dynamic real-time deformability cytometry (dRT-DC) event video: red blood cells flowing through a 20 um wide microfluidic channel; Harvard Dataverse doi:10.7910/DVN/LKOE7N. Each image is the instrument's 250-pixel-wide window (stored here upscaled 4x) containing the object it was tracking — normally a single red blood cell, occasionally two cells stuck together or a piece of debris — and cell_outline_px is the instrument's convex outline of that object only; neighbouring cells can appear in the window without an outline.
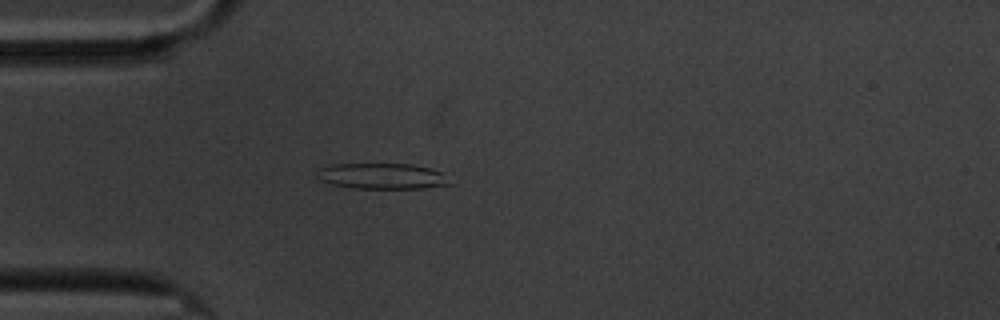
{"species": "common noctule bat (a hibernating species)", "species_latin": "Nyctalus noctula", "temperature_condition": "cold", "stored_images_in_passage": 2, "camera_frame_rate_fps": 3000, "um_per_image_px": 0.085, "animal": {"sex": "male", "body_mass_g": 20.1, "forearm_length_mm": 53.5}, "frame": {"image": 1, "passage_image": 2, "time_ms": 1.333, "image_size_px": [1000, 320], "cell_outline_px": [[452, 184], [424, 188], [352, 188], [332, 184], [320, 180], [316, 176], [320, 168], [332, 164], [412, 164], [432, 168], [440, 172]], "centroid_in_image_um": [32.46, 14.97], "position_along_channel_um": 52.5, "area_um2": 19.83}}